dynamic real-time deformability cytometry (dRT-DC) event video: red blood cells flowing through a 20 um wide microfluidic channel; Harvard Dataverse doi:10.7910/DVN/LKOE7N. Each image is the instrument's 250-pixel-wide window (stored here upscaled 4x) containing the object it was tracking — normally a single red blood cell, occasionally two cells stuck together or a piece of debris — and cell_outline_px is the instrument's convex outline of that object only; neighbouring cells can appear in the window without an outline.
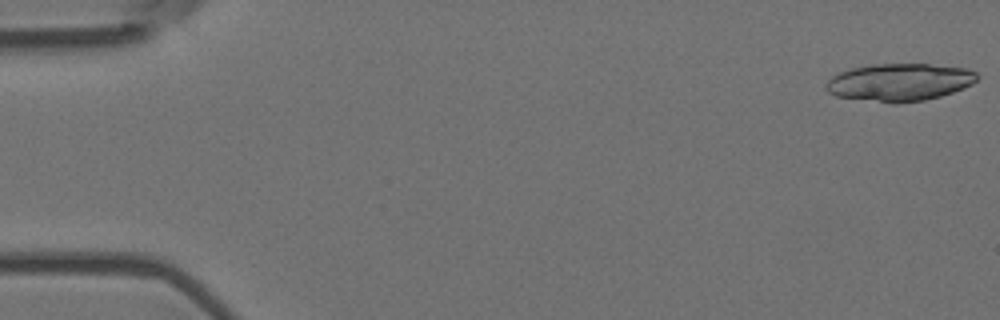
{"species": "Egyptian fruit bat (a non-hibernating species)", "species_latin": "Rousettus aegyptiacus", "temperature_condition": "room temperature", "stored_images_in_passage": 9, "camera_frame_rate_fps": 3000, "um_per_image_px": 0.085, "animal": {"sex": "female"}, "frame": {"image": 1, "passage_image": 1, "time_ms": 0.0, "image_size_px": [1000, 320], "cell_outline_px": [[980, 76], [972, 84], [952, 92], [940, 96], [924, 100], [896, 104], [892, 104], [836, 96], [828, 92], [824, 88], [824, 84], [832, 76], [840, 72], [852, 68], [872, 64], [928, 64], [964, 68], [976, 72]], "centroid_in_image_um": [76.43, 7.0], "position_along_channel_um": 8.6, "area_um2": 33.18}}
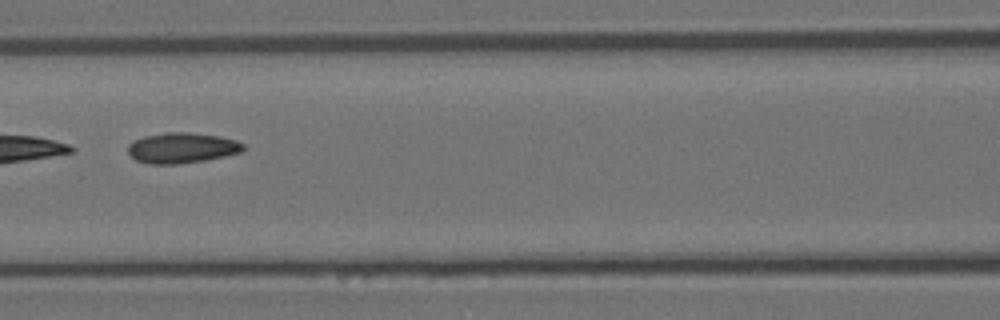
{"frame": {"image": 2, "passage_image": 7, "time_ms": 2.0, "image_size_px": [1000, 320], "cell_outline_px": [[244, 148], [240, 152], [224, 156], [204, 160], [180, 164], [148, 164], [136, 160], [128, 152], [128, 144], [132, 140], [144, 136], [168, 132], [188, 132], [220, 136], [236, 140], [244, 144]], "centroid_in_image_um": [15.44, 12.57], "position_along_channel_um": 151.2, "area_um2": 20.52}}
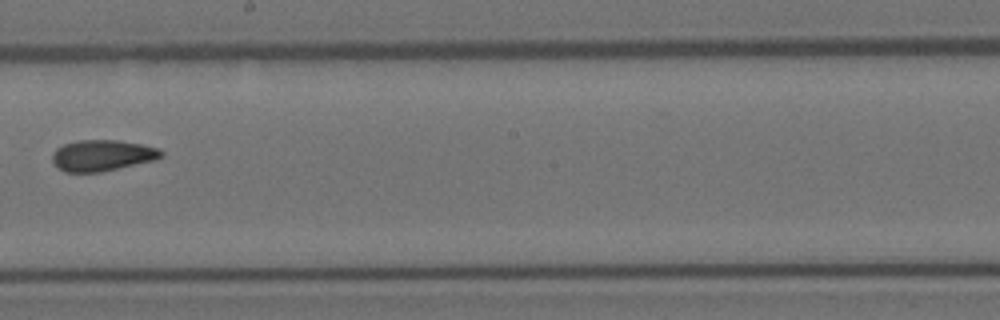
{"frame": {"image": 3, "passage_image": 9, "time_ms": 2.667, "image_size_px": [1000, 320], "cell_outline_px": [[164, 156], [156, 160], [100, 172], [64, 172], [52, 160], [52, 152], [56, 148], [64, 144], [80, 140], [116, 140], [140, 144], [160, 148], [164, 152]], "centroid_in_image_um": [8.72, 13.21], "position_along_channel_um": 239.5, "area_um2": 19.77}}